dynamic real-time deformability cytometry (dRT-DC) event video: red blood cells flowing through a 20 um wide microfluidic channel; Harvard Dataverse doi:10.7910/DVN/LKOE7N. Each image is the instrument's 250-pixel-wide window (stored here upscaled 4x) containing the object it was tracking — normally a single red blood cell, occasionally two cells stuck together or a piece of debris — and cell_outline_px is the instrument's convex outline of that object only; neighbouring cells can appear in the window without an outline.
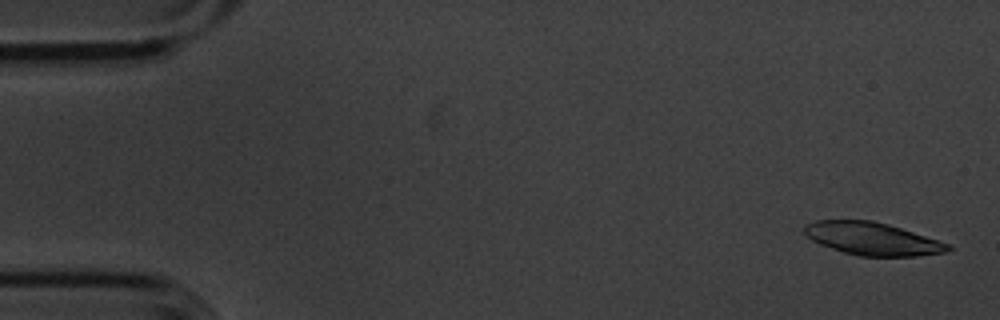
{"species": "common noctule bat (a hibernating species)", "species_latin": "Nyctalus noctula", "temperature_condition": "cold", "stored_images_in_passage": 6, "camera_frame_rate_fps": 3000, "um_per_image_px": 0.085, "animal": {"sex": "male", "body_mass_g": 20.1, "forearm_length_mm": 53.5}, "frame": {"image": 1, "passage_image": 1, "time_ms": 0.0, "image_size_px": [1000, 320], "cell_outline_px": [[952, 248], [944, 252], [916, 256], [860, 256], [844, 252], [820, 244], [812, 240], [804, 232], [804, 224], [816, 220], [872, 220], [888, 224], [948, 244]], "centroid_in_image_um": [74.09, 20.28], "position_along_channel_um": 10.9, "area_um2": 26.93}}